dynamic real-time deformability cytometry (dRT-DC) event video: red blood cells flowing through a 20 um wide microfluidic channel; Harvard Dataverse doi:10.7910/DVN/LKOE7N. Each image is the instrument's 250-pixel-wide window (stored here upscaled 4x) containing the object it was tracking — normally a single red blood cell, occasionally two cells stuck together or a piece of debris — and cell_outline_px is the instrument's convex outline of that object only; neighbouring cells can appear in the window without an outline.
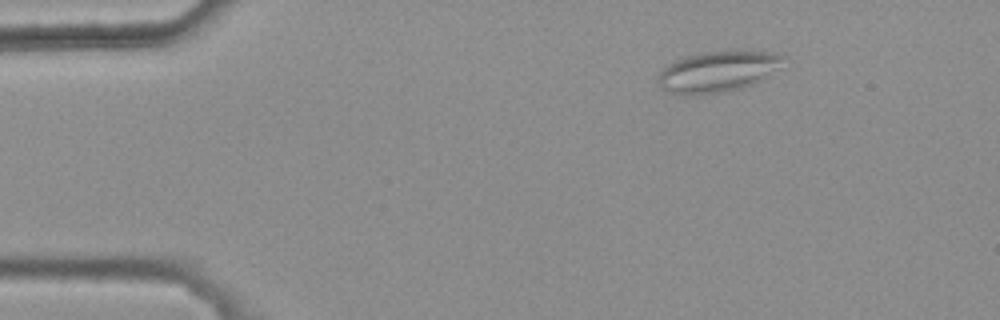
{"species": "common noctule bat (a hibernating species)", "species_latin": "Nyctalus noctula", "temperature_condition": "warm", "stored_images_in_passage": 4, "camera_frame_rate_fps": 3000, "um_per_image_px": 0.085, "animal": {"sex": "female", "body_mass_g": 25.1}, "frame": {"image": 1, "passage_image": 1, "time_ms": 0.0, "image_size_px": [1000, 320], "cell_outline_px": [[784, 56], [776, 68], [752, 84], [728, 92], [696, 96], [688, 96], [664, 92], [660, 88], [656, 80], [656, 76], [668, 64], [684, 56], [700, 52], [732, 48], [740, 48], [768, 52]], "centroid_in_image_um": [60.88, 6.07], "position_along_channel_um": 24.1, "area_um2": 30.69}}